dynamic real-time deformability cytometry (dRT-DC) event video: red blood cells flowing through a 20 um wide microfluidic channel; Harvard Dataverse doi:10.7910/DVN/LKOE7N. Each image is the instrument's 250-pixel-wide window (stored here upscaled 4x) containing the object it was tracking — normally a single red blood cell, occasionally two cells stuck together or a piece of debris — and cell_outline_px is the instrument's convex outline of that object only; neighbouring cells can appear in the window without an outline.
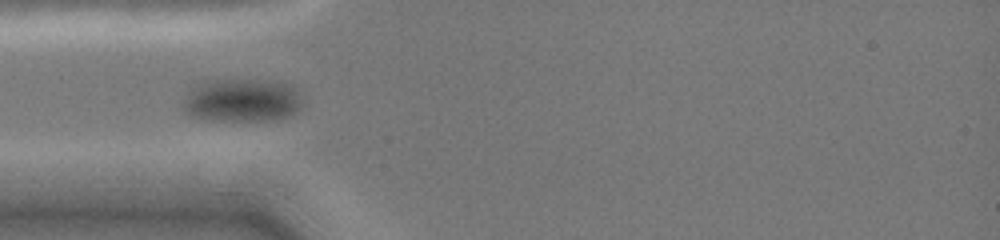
{"species": "common noctule bat (a hibernating species)", "species_latin": "Nyctalus noctula", "temperature_condition": "cold", "stored_images_in_passage": 5, "camera_frame_rate_fps": 3000, "um_per_image_px": 0.085, "animal": {"sex": "female", "body_mass_g": 19.0, "forearm_length_mm": 51.5}, "frame": {"image": 1, "passage_image": 3, "time_ms": 2.667, "image_size_px": [1000, 240], "cell_outline_px": [[304, 104], [296, 112], [280, 120], [212, 120], [192, 116], [184, 112], [180, 104], [196, 84], [208, 80], [256, 80], [292, 84], [296, 88]], "centroid_in_image_um": [20.58, 8.53], "position_along_channel_um": 64.4, "area_um2": 30.29}}
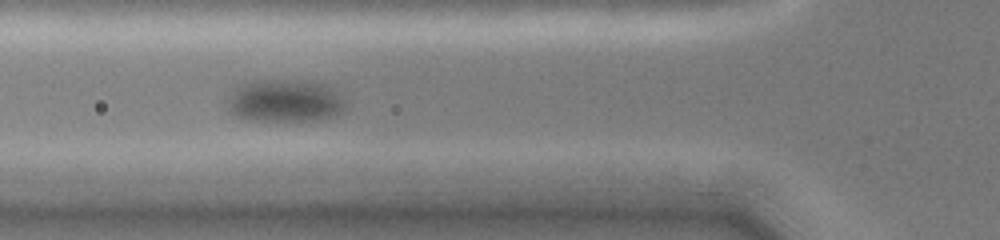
{"frame": {"image": 2, "passage_image": 4, "time_ms": 3.667, "image_size_px": [1000, 240], "cell_outline_px": [[344, 108], [340, 112], [328, 116], [312, 120], [248, 120], [232, 112], [224, 104], [232, 92], [240, 84], [256, 80], [284, 80], [328, 84], [344, 100]], "centroid_in_image_um": [24.16, 8.55], "position_along_channel_um": 101.6, "area_um2": 28.73}}
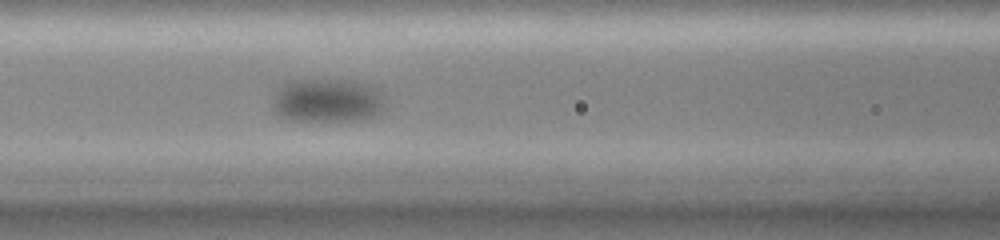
{"frame": {"image": 3, "passage_image": 5, "time_ms": 4.667, "image_size_px": [1000, 240], "cell_outline_px": [[384, 108], [376, 116], [360, 120], [296, 120], [280, 116], [272, 108], [272, 104], [280, 88], [288, 80], [340, 80], [368, 84], [384, 100]], "centroid_in_image_um": [27.81, 8.55], "position_along_channel_um": 138.8, "area_um2": 28.03}}